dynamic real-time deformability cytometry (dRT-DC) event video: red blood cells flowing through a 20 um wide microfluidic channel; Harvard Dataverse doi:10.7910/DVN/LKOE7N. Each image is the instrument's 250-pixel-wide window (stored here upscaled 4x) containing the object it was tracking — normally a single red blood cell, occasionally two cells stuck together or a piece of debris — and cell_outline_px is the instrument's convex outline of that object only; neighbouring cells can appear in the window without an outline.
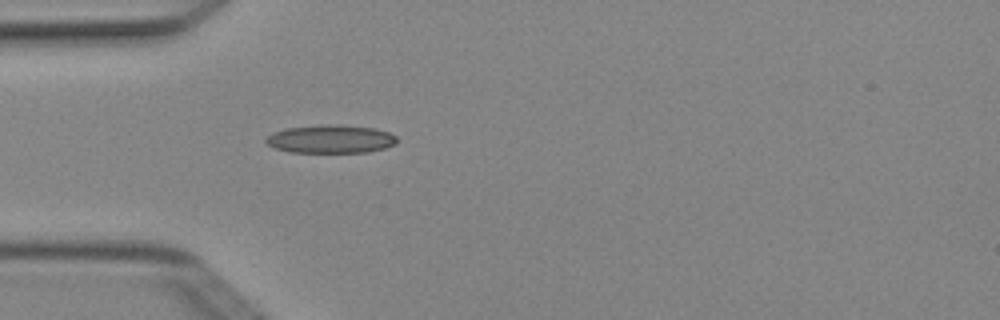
{"species": "Egyptian fruit bat (a non-hibernating species)", "species_latin": "Rousettus aegyptiacus", "temperature_condition": "cold", "stored_images_in_passage": 1, "camera_frame_rate_fps": 3000, "um_per_image_px": 0.085, "animal": {"sex": "female"}, "frame": {"image": 1, "passage_image": 1, "time_ms": 0.0, "image_size_px": [1000, 320], "cell_outline_px": [[396, 144], [384, 148], [368, 152], [288, 152], [276, 148], [268, 144], [264, 140], [272, 132], [284, 128], [328, 124], [336, 124], [376, 128], [388, 132], [396, 136]], "centroid_in_image_um": [28.1, 11.81], "position_along_channel_um": 56.9, "area_um2": 21.62}}